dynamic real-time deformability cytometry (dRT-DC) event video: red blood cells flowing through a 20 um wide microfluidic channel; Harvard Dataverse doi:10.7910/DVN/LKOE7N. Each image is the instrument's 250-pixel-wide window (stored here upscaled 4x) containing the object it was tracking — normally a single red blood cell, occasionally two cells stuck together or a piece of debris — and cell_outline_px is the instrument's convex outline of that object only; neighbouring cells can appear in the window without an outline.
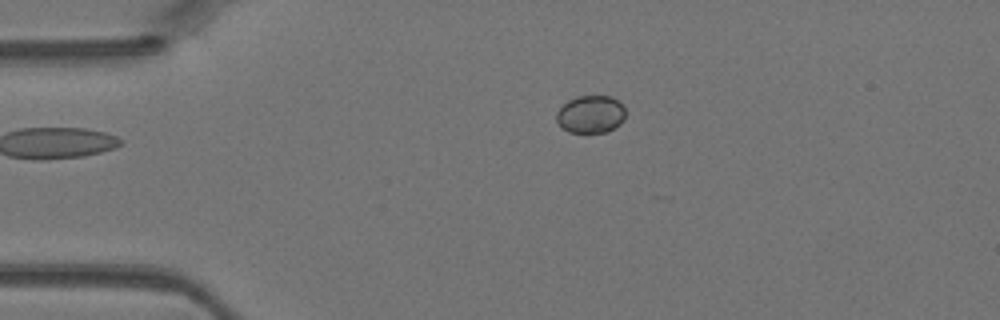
{"species": "Egyptian fruit bat (a non-hibernating species)", "species_latin": "Rousettus aegyptiacus", "temperature_condition": "warm", "stored_images_in_passage": 30, "camera_frame_rate_fps": 3000, "um_per_image_px": 0.085, "animal": {"sex": "female"}, "frame": {"image": 1, "passage_image": 1, "time_ms": 0.0, "image_size_px": [1000, 320], "cell_outline_px": [[624, 120], [616, 128], [608, 132], [568, 132], [556, 120], [556, 112], [568, 100], [576, 96], [612, 96], [620, 100], [624, 104]], "centroid_in_image_um": [50.25, 9.7], "position_along_channel_um": 34.8, "area_um2": 15.32}}
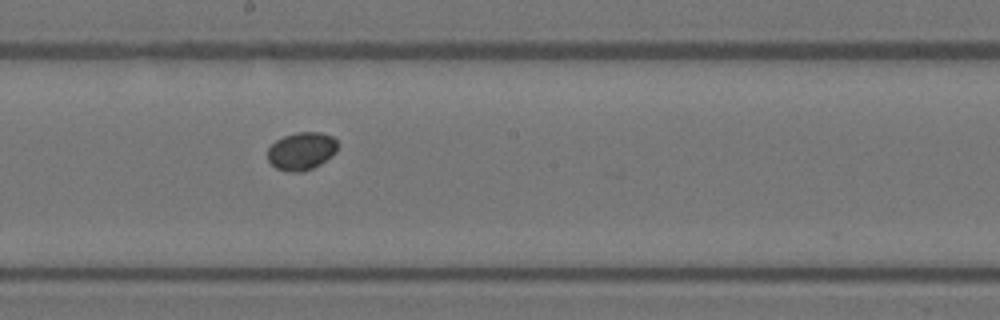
{"frame": {"image": 2, "passage_image": 16, "time_ms": 5.0, "image_size_px": [1000, 320], "cell_outline_px": [[340, 144], [336, 152], [332, 156], [320, 164], [304, 172], [288, 172], [276, 168], [268, 160], [268, 148], [276, 140], [284, 136], [296, 132], [320, 132], [332, 136]], "centroid_in_image_um": [25.65, 12.84], "position_along_channel_um": 222.5, "area_um2": 15.61}}
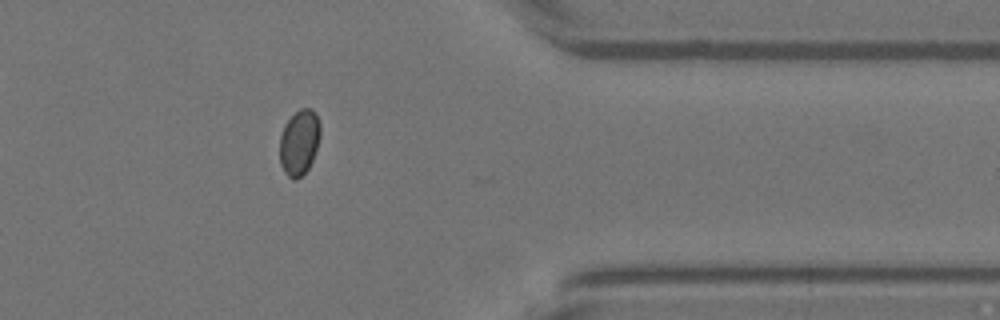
{"frame": {"image": 3, "passage_image": 28, "time_ms": 9.0, "image_size_px": [1000, 320], "cell_outline_px": [[320, 136], [312, 160], [308, 168], [296, 180], [292, 180], [284, 172], [280, 164], [280, 136], [284, 124], [300, 108], [312, 108], [316, 112], [320, 124]], "centroid_in_image_um": [25.43, 12.08], "position_along_channel_um": 386.0, "area_um2": 15.49}}